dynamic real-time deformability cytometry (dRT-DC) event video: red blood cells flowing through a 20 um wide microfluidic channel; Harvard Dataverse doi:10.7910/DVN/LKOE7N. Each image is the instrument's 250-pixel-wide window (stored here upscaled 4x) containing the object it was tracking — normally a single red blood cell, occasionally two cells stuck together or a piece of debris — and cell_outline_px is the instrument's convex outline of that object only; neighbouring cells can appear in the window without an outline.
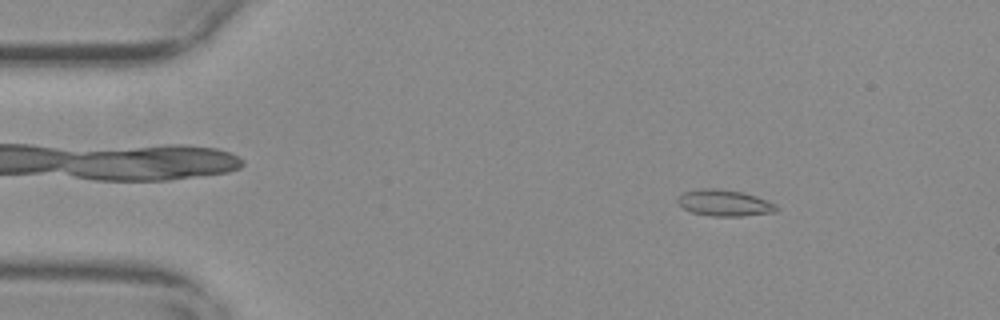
{"species": "common noctule bat (a hibernating species)", "species_latin": "Nyctalus noctula", "temperature_condition": "warm", "stored_images_in_passage": 54, "camera_frame_rate_fps": 3000, "um_per_image_px": 0.085, "animal": {"sex": "female", "body_mass_g": 29.2, "forearm_length_mm": 56.3}, "frame": {"image": 1, "passage_image": 8, "time_ms": 2.333, "image_size_px": [1000, 320], "cell_outline_px": [[780, 208], [776, 212], [740, 216], [712, 216], [692, 212], [684, 208], [676, 200], [684, 192], [704, 188], [712, 188], [740, 192], [756, 196], [776, 204]], "centroid_in_image_um": [61.61, 17.26], "position_along_channel_um": 23.4, "area_um2": 14.91}}
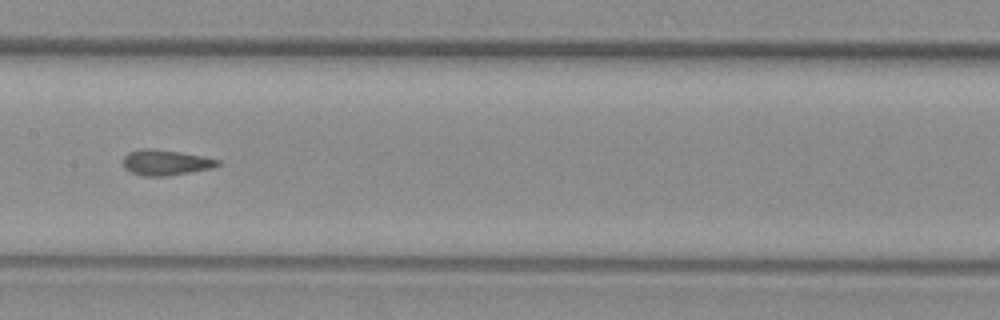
{"frame": {"image": 2, "passage_image": 28, "time_ms": 9.0, "image_size_px": [1000, 320], "cell_outline_px": [[220, 164], [212, 168], [168, 176], [144, 176], [132, 172], [124, 168], [124, 156], [128, 152], [176, 152], [200, 156], [220, 160]], "centroid_in_image_um": [14.13, 13.88], "position_along_channel_um": 193.3, "area_um2": 13.01}}
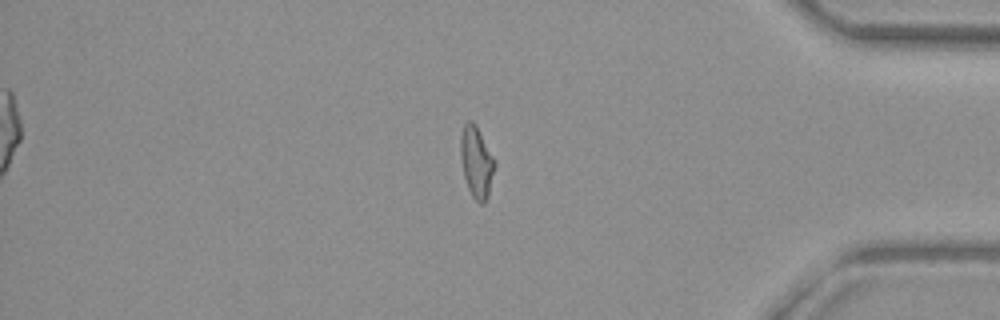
{"frame": {"image": 3, "passage_image": 47, "time_ms": 15.333, "image_size_px": [1000, 320], "cell_outline_px": [[496, 164], [488, 196], [484, 204], [480, 204], [472, 196], [468, 188], [464, 176], [460, 156], [460, 136], [464, 124], [468, 120], [472, 120], [476, 124], [496, 160]], "centroid_in_image_um": [40.51, 13.75], "position_along_channel_um": 394.7, "area_um2": 14.45}, "authors_computed_cell_mechanics": {"area_um2": 13.9587, "velocity_mm_per_s": 3.6766, "shape_relaxation_time_tau1_ms": null, "shape_relaxation_time_tau2_ms": 1.2549, "deformation_change_tau1": null, "deformation_change_tau2": 0.0862}}